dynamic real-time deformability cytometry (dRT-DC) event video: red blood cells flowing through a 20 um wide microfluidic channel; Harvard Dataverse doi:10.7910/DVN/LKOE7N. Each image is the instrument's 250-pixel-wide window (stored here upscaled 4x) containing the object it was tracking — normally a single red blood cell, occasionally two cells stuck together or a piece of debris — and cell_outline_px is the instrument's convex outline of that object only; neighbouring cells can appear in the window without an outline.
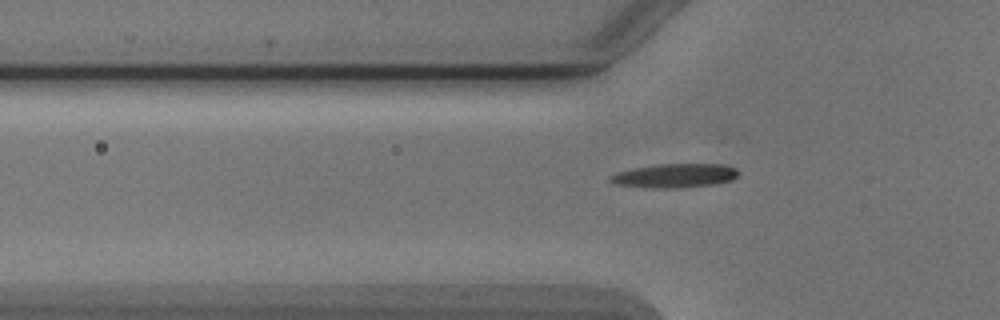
{"species": "Egyptian fruit bat (a non-hibernating species)", "species_latin": "Rousettus aegyptiacus", "temperature_condition": "cold", "stored_images_in_passage": 40, "camera_frame_rate_fps": 3000, "um_per_image_px": 0.085, "animal": {"sex": "male"}, "frame": {"image": 1, "passage_image": 5, "time_ms": 1.333, "image_size_px": [1000, 320], "cell_outline_px": [[740, 172], [732, 180], [716, 184], [672, 188], [652, 188], [616, 184], [608, 180], [608, 176], [616, 172], [636, 168], [660, 164], [724, 164], [736, 168]], "centroid_in_image_um": [57.37, 14.93], "position_along_channel_um": 68.4, "area_um2": 17.86}}
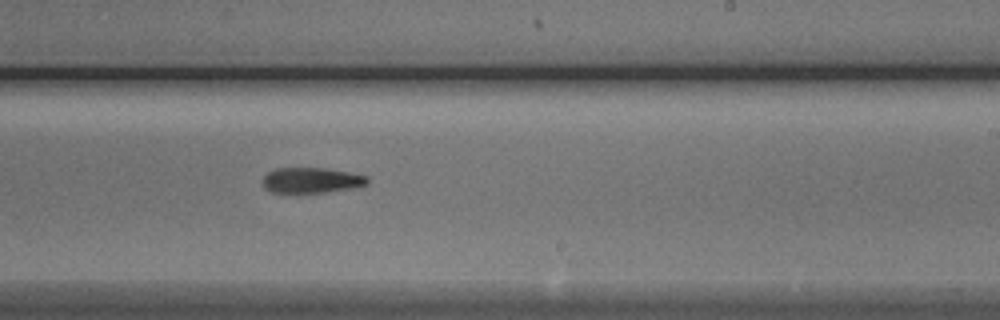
{"frame": {"image": 2, "passage_image": 20, "time_ms": 6.333, "image_size_px": [1000, 320], "cell_outline_px": [[368, 184], [352, 188], [324, 192], [272, 192], [264, 188], [264, 176], [268, 172], [276, 168], [324, 168], [348, 172], [368, 176]], "centroid_in_image_um": [26.48, 15.31], "position_along_channel_um": 262.5, "area_um2": 15.32}}
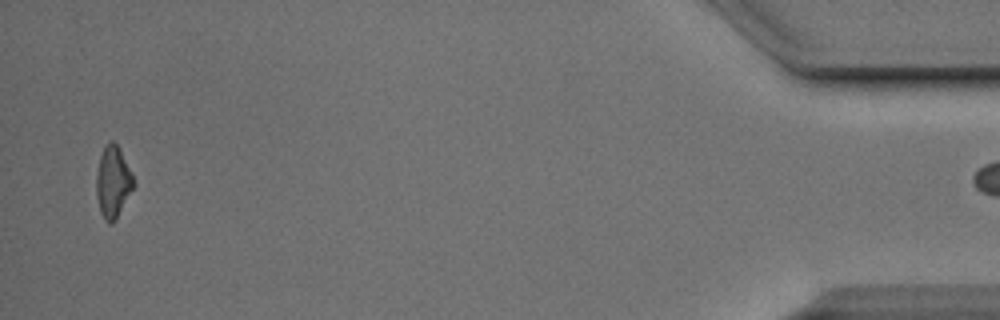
{"frame": {"image": 3, "passage_image": 39, "time_ms": 12.667, "image_size_px": [1000, 320], "cell_outline_px": [[136, 184], [116, 220], [112, 224], [108, 224], [104, 220], [100, 212], [96, 196], [96, 176], [100, 156], [104, 144], [112, 140], [120, 148], [132, 172]], "centroid_in_image_um": [9.61, 15.48], "position_along_channel_um": 425.6, "area_um2": 15.95}}